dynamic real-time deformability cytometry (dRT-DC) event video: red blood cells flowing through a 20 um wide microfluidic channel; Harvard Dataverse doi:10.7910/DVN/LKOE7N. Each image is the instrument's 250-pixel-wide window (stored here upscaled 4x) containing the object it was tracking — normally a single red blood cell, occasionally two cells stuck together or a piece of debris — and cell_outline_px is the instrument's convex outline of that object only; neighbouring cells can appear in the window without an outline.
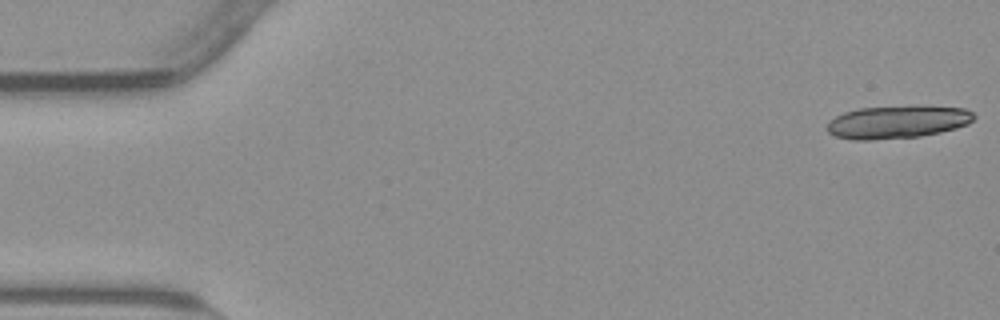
{"species": "common noctule bat (a hibernating species)", "species_latin": "Nyctalus noctula", "temperature_condition": "warm", "stored_images_in_passage": 18, "camera_frame_rate_fps": 3000, "um_per_image_px": 0.085, "animal": {"sex": "male", "body_mass_g": 23.1, "forearm_length_mm": 52.7}, "frame": {"image": 1, "passage_image": 1, "time_ms": 0.0, "image_size_px": [1000, 320], "cell_outline_px": [[976, 116], [968, 124], [956, 128], [940, 132], [920, 136], [872, 140], [852, 140], [836, 136], [828, 132], [828, 120], [844, 112], [860, 108], [916, 104], [964, 108], [972, 112]], "centroid_in_image_um": [76.3, 10.34], "position_along_channel_um": 8.7, "area_um2": 28.61}}